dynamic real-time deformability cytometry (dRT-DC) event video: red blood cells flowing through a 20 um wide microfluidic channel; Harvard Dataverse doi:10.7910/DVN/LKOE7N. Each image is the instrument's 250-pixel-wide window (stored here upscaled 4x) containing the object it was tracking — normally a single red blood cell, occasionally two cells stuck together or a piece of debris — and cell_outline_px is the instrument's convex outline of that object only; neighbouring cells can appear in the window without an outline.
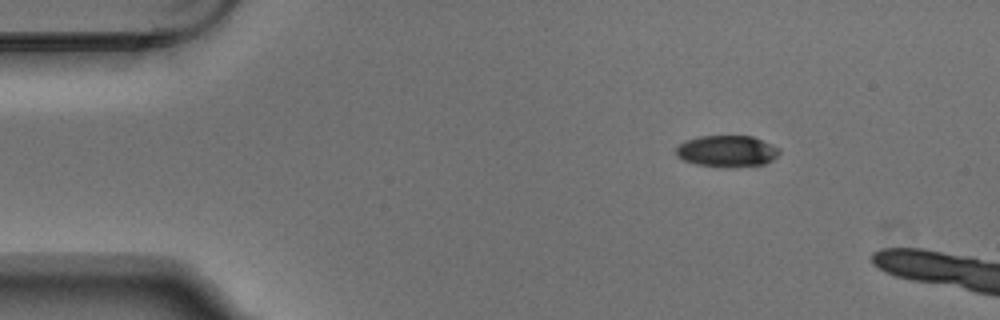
{"species": "Egyptian fruit bat (a non-hibernating species)", "species_latin": "Rousettus aegyptiacus", "temperature_condition": "warm", "stored_images_in_passage": 3, "camera_frame_rate_fps": 3000, "um_per_image_px": 0.085, "animal": {"sex": "male"}, "frame": {"image": 1, "passage_image": 1, "time_ms": 0.0, "image_size_px": [1000, 320], "cell_outline_px": [[780, 152], [772, 160], [764, 164], [736, 168], [696, 164], [684, 160], [676, 156], [676, 148], [684, 140], [700, 136], [752, 136], [772, 144], [780, 148]], "centroid_in_image_um": [61.8, 12.85], "position_along_channel_um": 23.2, "area_um2": 19.07}}